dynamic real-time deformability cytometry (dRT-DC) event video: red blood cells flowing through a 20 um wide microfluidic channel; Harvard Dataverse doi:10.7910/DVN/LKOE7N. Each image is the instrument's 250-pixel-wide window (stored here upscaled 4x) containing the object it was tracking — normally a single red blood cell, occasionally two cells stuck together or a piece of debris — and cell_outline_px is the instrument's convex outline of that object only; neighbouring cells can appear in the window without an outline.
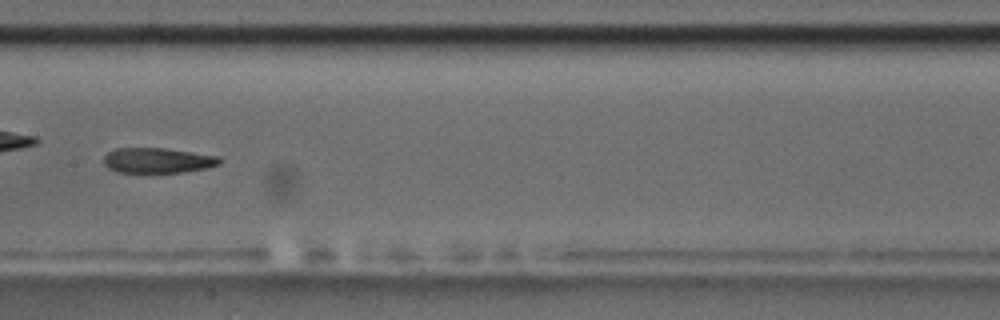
{"species": "common noctule bat (a hibernating species)", "species_latin": "Nyctalus noctula", "temperature_condition": "room temperature", "stored_images_in_passage": 8, "camera_frame_rate_fps": 3000, "um_per_image_px": 0.085, "animal": {"sex": "male", "body_mass_g": 17.5, "forearm_length_mm": 52.3}, "frame": {"image": 1, "passage_image": 8, "time_ms": 8.0, "image_size_px": [1000, 320], "cell_outline_px": [[224, 160], [220, 164], [208, 168], [184, 172], [116, 172], [108, 168], [104, 164], [104, 156], [108, 152], [116, 148], [164, 148], [220, 156]], "centroid_in_image_um": [13.44, 13.63], "position_along_channel_um": 194.0, "area_um2": 17.17}}